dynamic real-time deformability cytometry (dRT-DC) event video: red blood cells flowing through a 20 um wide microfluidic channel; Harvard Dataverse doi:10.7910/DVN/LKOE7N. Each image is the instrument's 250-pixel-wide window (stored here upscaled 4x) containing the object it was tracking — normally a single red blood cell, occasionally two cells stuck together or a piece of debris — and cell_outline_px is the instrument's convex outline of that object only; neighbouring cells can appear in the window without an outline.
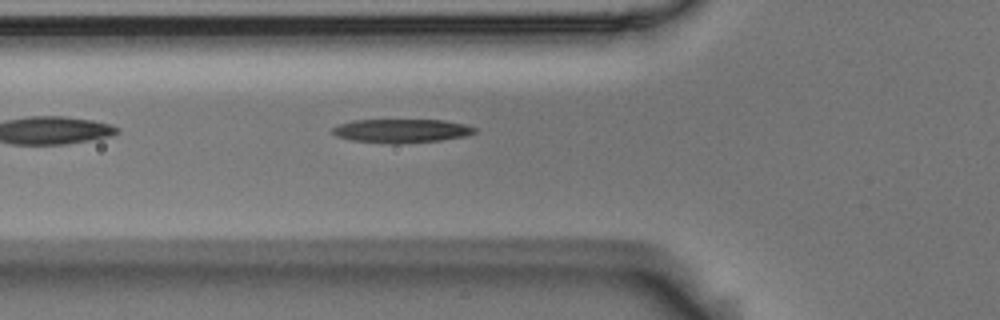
{"species": "Egyptian fruit bat (a non-hibernating species)", "species_latin": "Rousettus aegyptiacus", "temperature_condition": "room temperature", "stored_images_in_passage": 4, "camera_frame_rate_fps": 3000, "um_per_image_px": 0.085, "animal": {"sex": "male"}, "frame": {"image": 1, "passage_image": 4, "time_ms": 1.0, "image_size_px": [1000, 320], "cell_outline_px": [[476, 132], [464, 136], [440, 140], [396, 144], [352, 140], [336, 136], [332, 132], [332, 128], [340, 124], [352, 120], [444, 120], [464, 124], [476, 128]], "centroid_in_image_um": [34.11, 11.11], "position_along_channel_um": 91.7, "area_um2": 19.48}}